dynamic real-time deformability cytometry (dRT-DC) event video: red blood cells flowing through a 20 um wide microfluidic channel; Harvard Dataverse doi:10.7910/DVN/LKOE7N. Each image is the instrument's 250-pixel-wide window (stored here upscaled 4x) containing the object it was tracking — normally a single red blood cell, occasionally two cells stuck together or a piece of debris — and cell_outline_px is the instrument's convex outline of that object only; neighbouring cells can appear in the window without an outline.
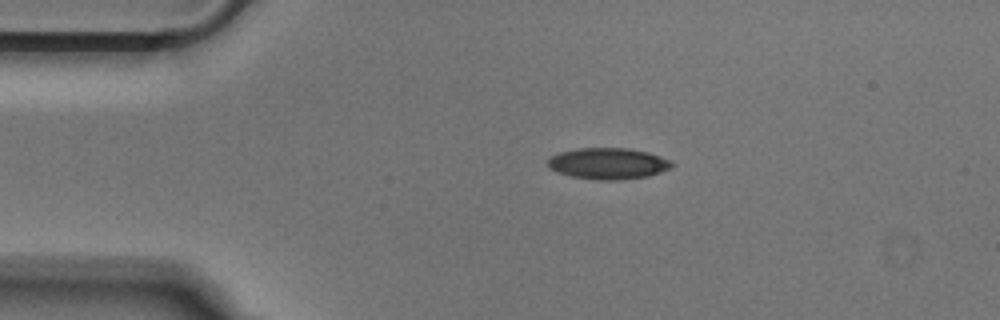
{"species": "Egyptian fruit bat (a non-hibernating species)", "species_latin": "Rousettus aegyptiacus", "temperature_condition": "cold", "stored_images_in_passage": 49, "camera_frame_rate_fps": 3000, "um_per_image_px": 0.085, "animal": {"sex": "male"}, "frame": {"image": 1, "passage_image": 8, "time_ms": 2.333, "image_size_px": [1000, 320], "cell_outline_px": [[676, 164], [672, 168], [648, 176], [620, 180], [596, 180], [572, 176], [556, 172], [548, 168], [548, 156], [560, 152], [580, 148], [628, 148], [648, 152], [672, 160]], "centroid_in_image_um": [51.71, 13.9], "position_along_channel_um": 33.3, "area_um2": 22.89}}
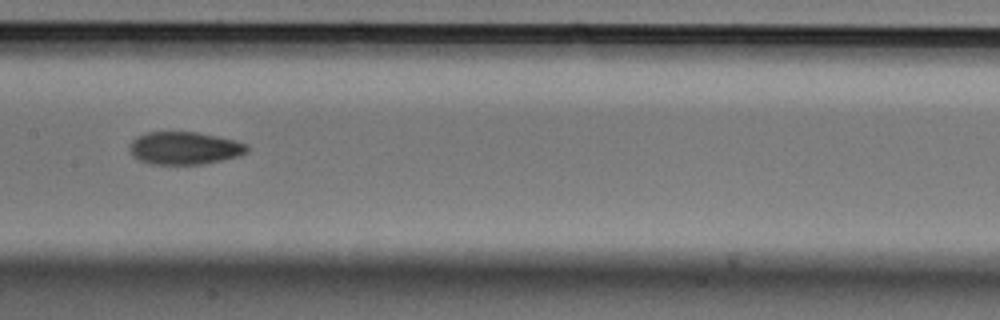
{"frame": {"image": 2, "passage_image": 23, "time_ms": 7.333, "image_size_px": [1000, 320], "cell_outline_px": [[248, 152], [240, 156], [204, 164], [152, 164], [140, 160], [132, 156], [128, 148], [132, 140], [136, 136], [148, 132], [196, 132], [236, 140], [248, 144]], "centroid_in_image_um": [15.69, 12.59], "position_along_channel_um": 191.7, "area_um2": 22.54}}
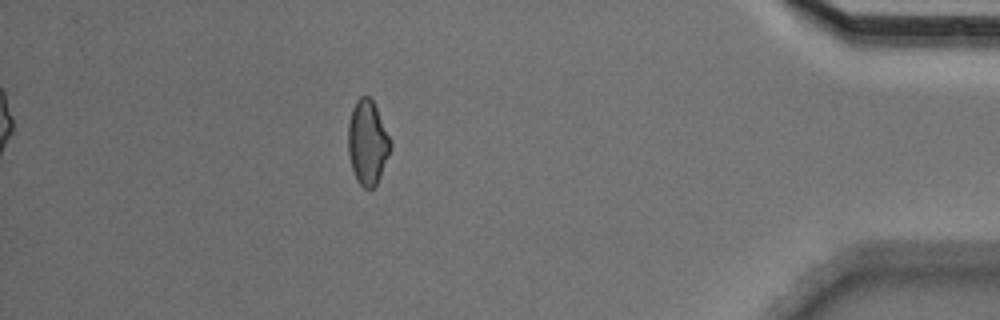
{"frame": {"image": 3, "passage_image": 43, "time_ms": 14.0, "image_size_px": [1000, 320], "cell_outline_px": [[392, 148], [380, 176], [376, 184], [372, 188], [364, 188], [356, 180], [352, 168], [348, 152], [348, 124], [352, 108], [356, 100], [360, 96], [368, 96], [372, 100], [392, 140]], "centroid_in_image_um": [31.25, 12.11], "position_along_channel_um": 404.0, "area_um2": 20.87}}